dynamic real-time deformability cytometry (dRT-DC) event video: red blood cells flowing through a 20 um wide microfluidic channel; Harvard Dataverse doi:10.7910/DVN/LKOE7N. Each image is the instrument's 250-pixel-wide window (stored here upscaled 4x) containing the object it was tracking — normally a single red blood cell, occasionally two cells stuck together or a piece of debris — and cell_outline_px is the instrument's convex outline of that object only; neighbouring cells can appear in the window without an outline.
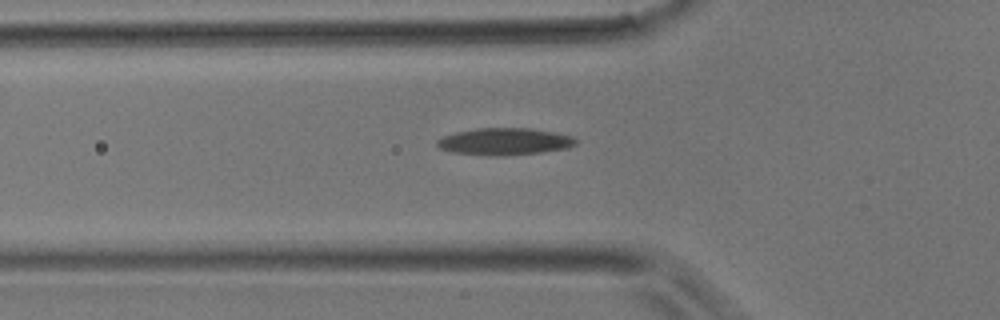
{"species": "common noctule bat (a hibernating species)", "species_latin": "Nyctalus noctula", "temperature_condition": "room temperature", "stored_images_in_passage": 5, "segment_of_instrument_passage": [2, 2], "camera_frame_rate_fps": 3000, "um_per_image_px": 0.085, "animal": {"sex": "male", "body_mass_g": 17.9}, "frame": {"image": 1, "passage_image": 5, "time_ms": 1.333, "image_size_px": [1000, 320], "cell_outline_px": [[580, 140], [576, 144], [568, 148], [540, 152], [504, 156], [496, 156], [452, 152], [440, 148], [436, 144], [436, 140], [444, 136], [456, 132], [476, 128], [528, 128], [552, 132], [572, 136]], "centroid_in_image_um": [42.9, 12.03], "position_along_channel_um": 82.9, "area_um2": 21.79}}